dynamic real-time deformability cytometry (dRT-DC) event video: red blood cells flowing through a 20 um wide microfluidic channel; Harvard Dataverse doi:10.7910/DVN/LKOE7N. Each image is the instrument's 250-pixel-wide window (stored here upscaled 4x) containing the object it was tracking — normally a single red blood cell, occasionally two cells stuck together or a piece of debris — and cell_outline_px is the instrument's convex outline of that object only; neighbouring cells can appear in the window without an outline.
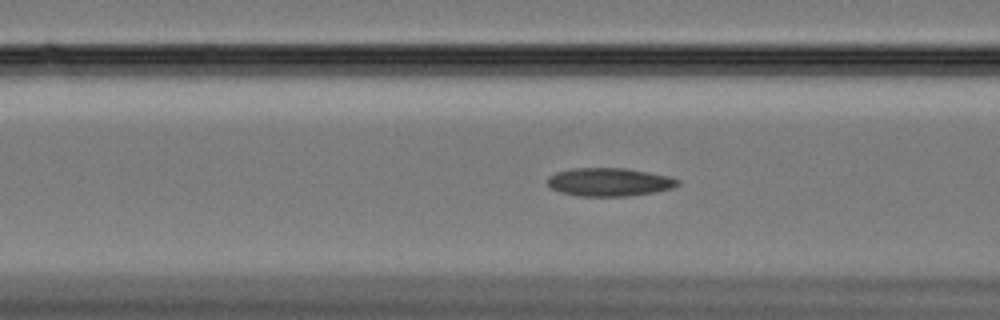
{"species": "Egyptian fruit bat (a non-hibernating species)", "species_latin": "Rousettus aegyptiacus", "temperature_condition": "cold", "stored_images_in_passage": 39, "camera_frame_rate_fps": 3000, "um_per_image_px": 0.085, "animal": {"sex": "female"}, "frame": {"image": 1, "passage_image": 14, "time_ms": 4.333, "image_size_px": [1000, 320], "cell_outline_px": [[680, 184], [672, 188], [652, 192], [628, 196], [576, 196], [560, 192], [552, 188], [548, 184], [548, 176], [556, 172], [572, 168], [628, 168], [668, 176], [680, 180]], "centroid_in_image_um": [51.78, 15.47], "position_along_channel_um": 114.8, "area_um2": 21.44}}
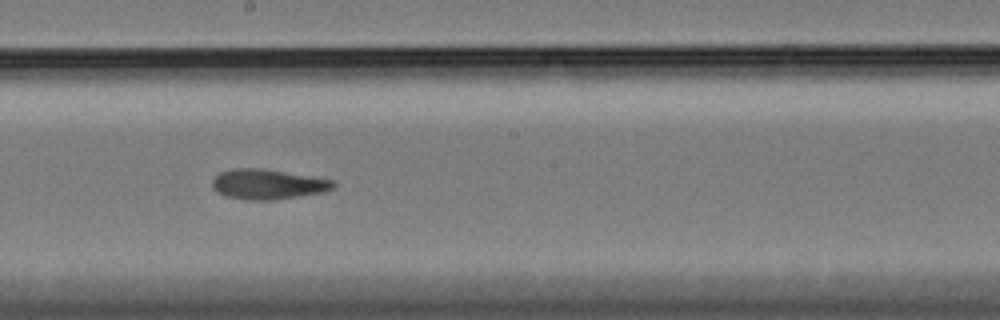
{"frame": {"image": 2, "passage_image": 24, "time_ms": 7.667, "image_size_px": [1000, 320], "cell_outline_px": [[336, 184], [332, 188], [324, 192], [272, 200], [248, 200], [228, 196], [212, 188], [212, 180], [220, 172], [236, 168], [264, 168], [332, 180]], "centroid_in_image_um": [22.75, 15.65], "position_along_channel_um": 225.4, "area_um2": 20.92}}
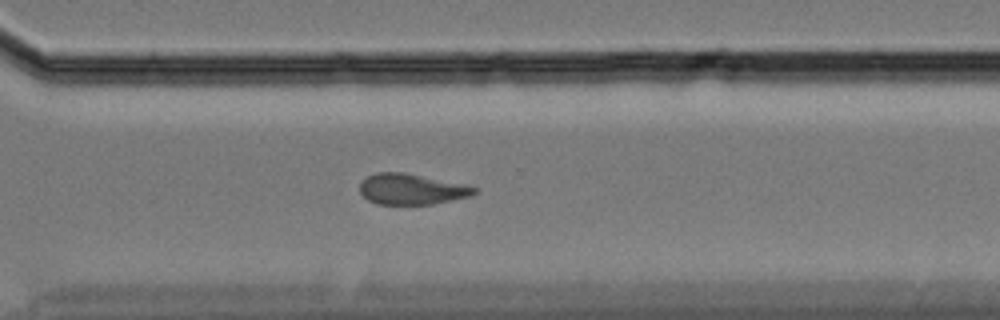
{"frame": {"image": 3, "passage_image": 34, "time_ms": 11.0, "image_size_px": [1000, 320], "cell_outline_px": [[476, 192], [468, 196], [432, 204], [376, 204], [368, 200], [360, 192], [360, 180], [376, 172], [404, 172], [468, 184], [476, 188]], "centroid_in_image_um": [34.96, 16.06], "position_along_channel_um": 335.6, "area_um2": 20.58}, "authors_computed_cell_mechanics": {"area_um2": 21.0392, "velocity_mm_per_s": 3.3107, "shape_relaxation_time_tau1_ms": null, "shape_relaxation_time_tau2_ms": 8.1796, "deformation_change_tau1": null, "deformation_change_tau2": 0.1187}}